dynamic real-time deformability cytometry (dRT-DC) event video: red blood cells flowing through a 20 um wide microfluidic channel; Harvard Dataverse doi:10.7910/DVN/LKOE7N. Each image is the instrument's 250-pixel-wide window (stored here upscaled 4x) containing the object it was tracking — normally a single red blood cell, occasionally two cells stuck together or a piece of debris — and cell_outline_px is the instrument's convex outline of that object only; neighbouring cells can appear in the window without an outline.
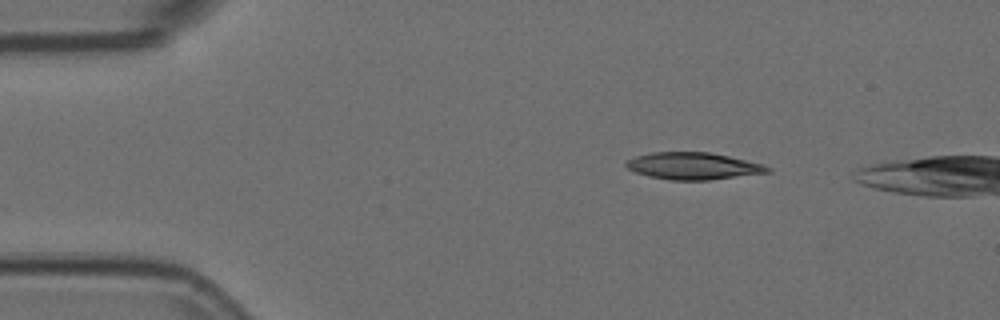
{"species": "Egyptian fruit bat (a non-hibernating species)", "species_latin": "Rousettus aegyptiacus", "temperature_condition": "room temperature", "stored_images_in_passage": 8, "camera_frame_rate_fps": 3000, "um_per_image_px": 0.085, "animal": {"sex": "female"}, "frame": {"image": 1, "passage_image": 1, "time_ms": 0.0, "image_size_px": [1000, 320], "cell_outline_px": [[772, 172], [708, 180], [672, 180], [648, 176], [636, 172], [628, 168], [624, 164], [624, 160], [636, 156], [652, 152], [708, 152], [728, 156], [764, 164], [772, 168]], "centroid_in_image_um": [58.92, 14.11], "position_along_channel_um": 26.1, "area_um2": 22.31}}